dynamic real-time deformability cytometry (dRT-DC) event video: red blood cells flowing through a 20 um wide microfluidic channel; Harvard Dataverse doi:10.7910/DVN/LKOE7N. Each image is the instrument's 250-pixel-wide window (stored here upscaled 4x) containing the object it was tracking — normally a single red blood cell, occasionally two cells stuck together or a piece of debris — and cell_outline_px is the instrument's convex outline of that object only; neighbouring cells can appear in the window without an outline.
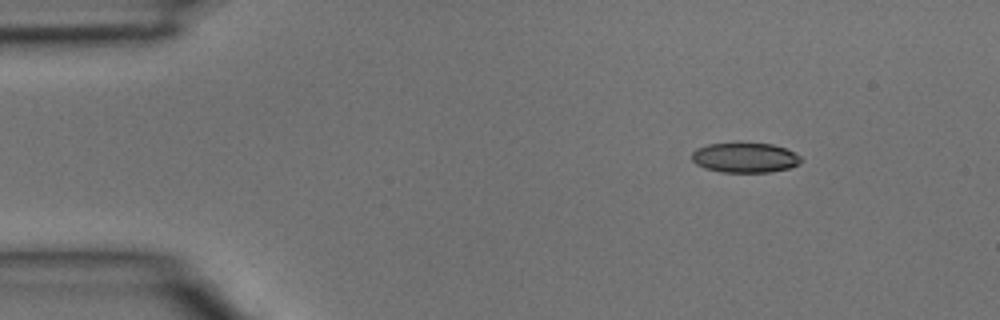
{"species": "common noctule bat (a hibernating species)", "species_latin": "Nyctalus noctula", "temperature_condition": "room temperature", "stored_images_in_passage": 4, "camera_frame_rate_fps": 3000, "um_per_image_px": 0.085, "animal": {"sex": "male", "body_mass_g": 15.6}, "frame": {"image": 1, "passage_image": 1, "time_ms": 0.0, "image_size_px": [1000, 320], "cell_outline_px": [[804, 160], [800, 164], [792, 168], [768, 172], [720, 172], [704, 168], [696, 164], [692, 160], [692, 152], [696, 148], [708, 144], [740, 140], [772, 144], [784, 148], [800, 156]], "centroid_in_image_um": [63.31, 13.36], "position_along_channel_um": 21.7, "area_um2": 19.88}}
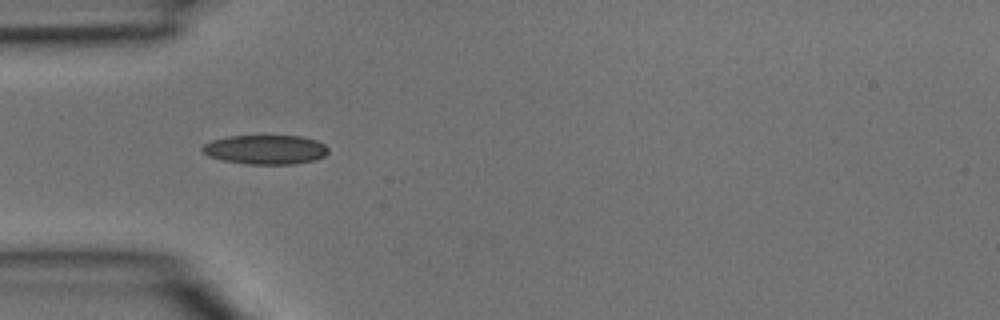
{"frame": {"image": 2, "passage_image": 3, "time_ms": 0.667, "image_size_px": [1000, 320], "cell_outline_px": [[328, 152], [324, 156], [316, 160], [292, 164], [248, 164], [224, 160], [208, 156], [200, 148], [204, 144], [212, 140], [228, 136], [300, 136], [316, 140], [324, 144], [328, 148]], "centroid_in_image_um": [22.58, 12.71], "position_along_channel_um": 62.4, "area_um2": 21.44}}